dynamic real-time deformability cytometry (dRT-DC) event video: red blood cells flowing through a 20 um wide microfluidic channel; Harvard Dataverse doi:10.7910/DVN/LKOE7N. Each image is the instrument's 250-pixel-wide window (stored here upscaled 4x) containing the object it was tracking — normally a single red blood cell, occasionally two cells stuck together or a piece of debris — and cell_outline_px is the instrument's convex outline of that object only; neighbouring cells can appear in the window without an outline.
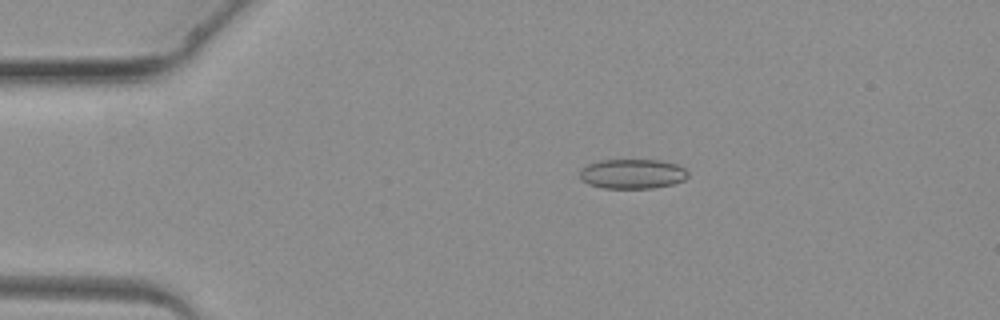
{"species": "common noctule bat (a hibernating species)", "species_latin": "Nyctalus noctula", "temperature_condition": "warm", "stored_images_in_passage": 14, "camera_frame_rate_fps": 3000, "um_per_image_px": 0.085, "animal": {"sex": "female", "body_mass_g": 19.3, "forearm_length_mm": 54.1}, "frame": {"image": 1, "passage_image": 7, "time_ms": 2.0, "image_size_px": [1000, 320], "cell_outline_px": [[688, 176], [684, 180], [672, 184], [652, 188], [604, 188], [588, 184], [580, 180], [580, 168], [588, 164], [600, 160], [660, 160], [680, 164], [688, 172]], "centroid_in_image_um": [53.75, 14.77], "position_along_channel_um": 31.2, "area_um2": 18.9}}
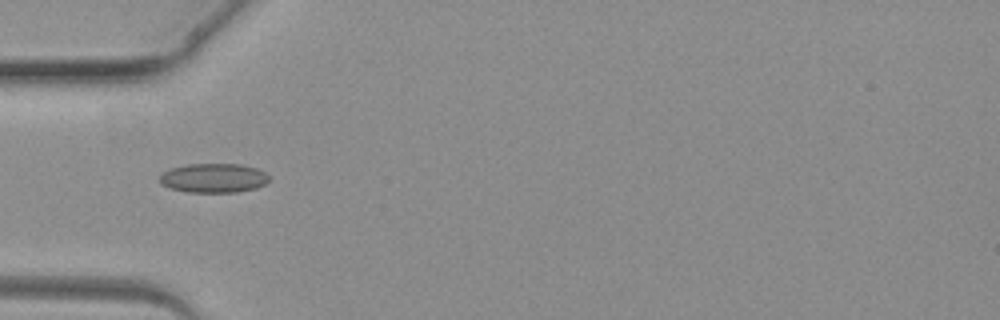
{"frame": {"image": 2, "passage_image": 12, "time_ms": 3.667, "image_size_px": [1000, 320], "cell_outline_px": [[268, 180], [264, 184], [256, 188], [236, 192], [188, 192], [168, 188], [160, 184], [160, 176], [164, 172], [172, 168], [188, 164], [240, 164], [256, 168], [264, 172], [268, 176]], "centroid_in_image_um": [18.13, 15.14], "position_along_channel_um": 66.9, "area_um2": 18.55}}
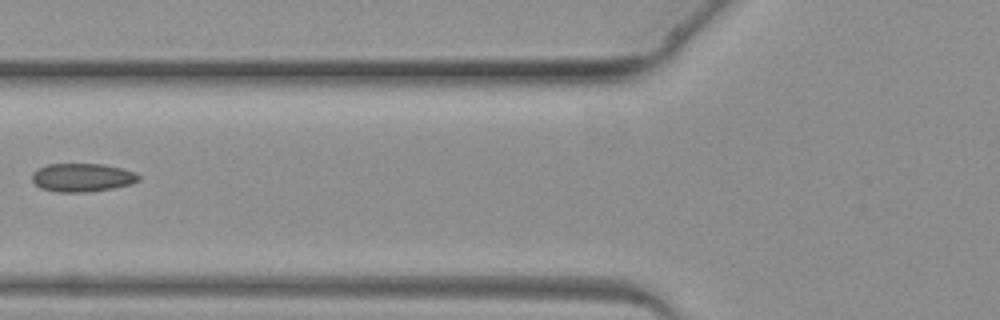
{"frame": {"image": 3, "passage_image": 14, "time_ms": 1671.333, "image_size_px": [1000, 320], "cell_outline_px": [[140, 180], [132, 184], [112, 188], [88, 192], [56, 192], [40, 188], [32, 180], [32, 172], [36, 168], [48, 164], [104, 164], [136, 172], [140, 176]], "centroid_in_image_um": [6.98, 15.09], "position_along_channel_um": 118.8, "area_um2": 17.8}}